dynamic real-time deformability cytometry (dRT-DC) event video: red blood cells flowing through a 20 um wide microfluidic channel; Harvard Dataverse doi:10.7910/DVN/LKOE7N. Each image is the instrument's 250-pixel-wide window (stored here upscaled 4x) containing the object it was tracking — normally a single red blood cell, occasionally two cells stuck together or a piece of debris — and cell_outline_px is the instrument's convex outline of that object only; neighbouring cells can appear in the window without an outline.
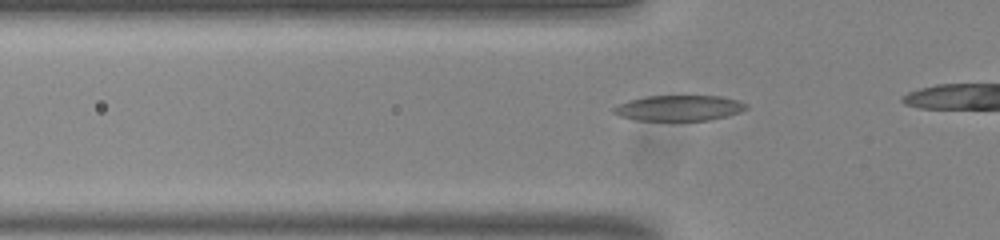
{"species": "common noctule bat (a hibernating species)", "species_latin": "Nyctalus noctula", "temperature_condition": "room temperature", "stored_images_in_passage": 8, "camera_frame_rate_fps": 3000, "um_per_image_px": 0.085, "animal": {"sex": "male", "body_mass_g": 20.0, "forearm_length_mm": 53.3}, "frame": {"image": 1, "passage_image": 2, "time_ms": 0.333, "image_size_px": [1000, 240], "cell_outline_px": [[748, 108], [740, 112], [708, 120], [636, 120], [620, 116], [612, 112], [612, 108], [616, 104], [628, 100], [648, 96], [720, 96], [736, 100], [748, 104]], "centroid_in_image_um": [57.67, 9.17], "position_along_channel_um": 68.1, "area_um2": 19.65}}
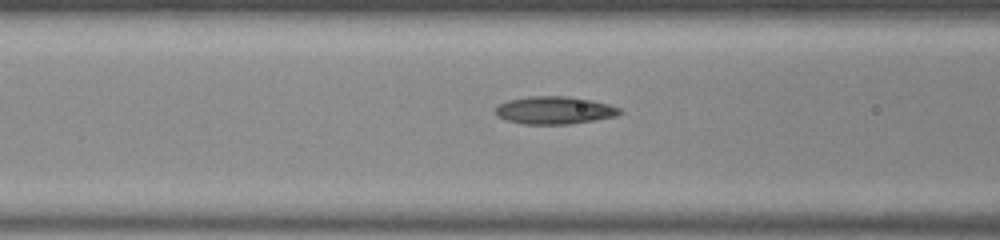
{"frame": {"image": 2, "passage_image": 6, "time_ms": 1.667, "image_size_px": [1000, 240], "cell_outline_px": [[624, 112], [616, 116], [596, 120], [568, 124], [524, 124], [508, 120], [496, 116], [496, 108], [500, 104], [508, 100], [528, 96], [568, 96], [592, 100], [608, 104], [620, 108]], "centroid_in_image_um": [47.16, 9.37], "position_along_channel_um": 119.4, "area_um2": 20.06}}